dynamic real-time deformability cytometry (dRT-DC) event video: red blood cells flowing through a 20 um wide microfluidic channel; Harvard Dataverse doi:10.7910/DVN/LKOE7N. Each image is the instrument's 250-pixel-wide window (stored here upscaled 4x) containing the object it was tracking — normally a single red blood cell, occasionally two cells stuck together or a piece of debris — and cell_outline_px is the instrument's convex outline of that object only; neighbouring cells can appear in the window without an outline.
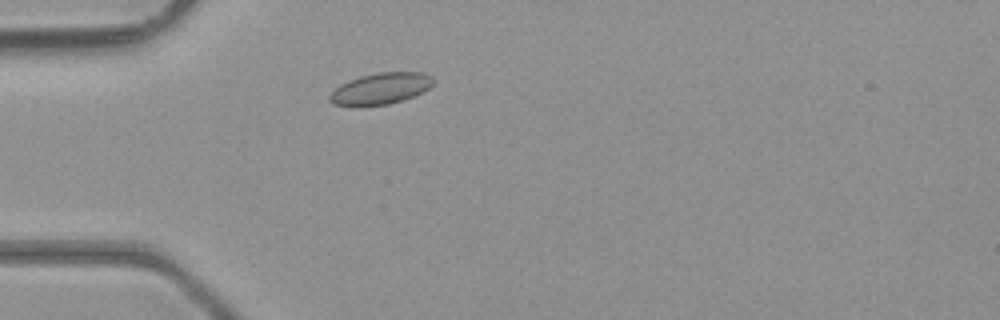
{"species": "common noctule bat (a hibernating species)", "species_latin": "Nyctalus noctula", "temperature_condition": "room temperature", "stored_images_in_passage": 34, "camera_frame_rate_fps": 3000, "um_per_image_px": 0.085, "animal": {"sex": "male", "body_mass_g": 23.1, "forearm_length_mm": 52.7}, "frame": {"image": 1, "passage_image": 1, "time_ms": 0.0, "image_size_px": [1000, 320], "cell_outline_px": [[436, 80], [428, 88], [412, 96], [388, 104], [352, 108], [332, 104], [328, 100], [328, 96], [340, 84], [348, 80], [360, 76], [380, 72], [424, 72], [432, 76]], "centroid_in_image_um": [32.29, 7.55], "position_along_channel_um": 52.7, "area_um2": 19.25}}
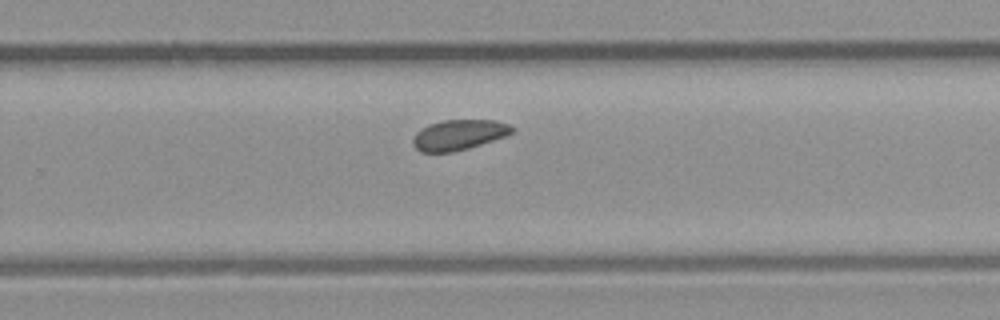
{"frame": {"image": 2, "passage_image": 18, "time_ms": 5.667, "image_size_px": [1000, 320], "cell_outline_px": [[512, 132], [504, 136], [468, 148], [452, 152], [420, 152], [412, 144], [412, 140], [416, 132], [420, 128], [428, 124], [444, 120], [496, 120], [508, 124], [512, 128]], "centroid_in_image_um": [38.93, 11.46], "position_along_channel_um": 290.9, "area_um2": 17.34}}
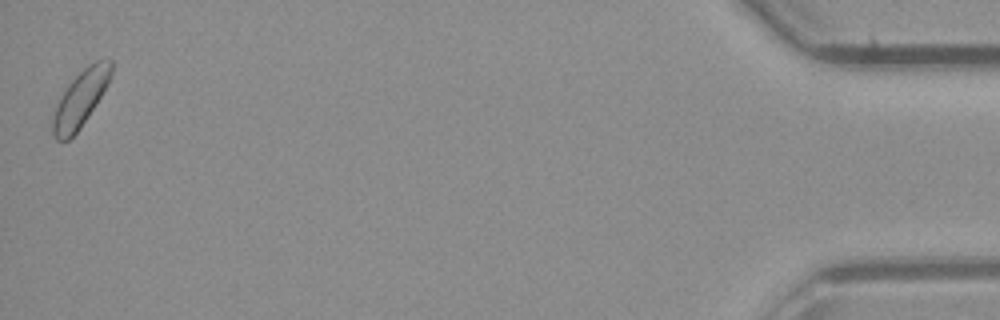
{"frame": {"image": 3, "passage_image": 34, "time_ms": 11.0, "image_size_px": [1000, 320], "cell_outline_px": [[112, 72], [100, 96], [80, 128], [68, 140], [56, 140], [52, 136], [52, 120], [56, 104], [64, 88], [88, 64], [96, 60], [112, 60]], "centroid_in_image_um": [6.78, 8.4], "position_along_channel_um": 428.4, "area_um2": 18.73}}